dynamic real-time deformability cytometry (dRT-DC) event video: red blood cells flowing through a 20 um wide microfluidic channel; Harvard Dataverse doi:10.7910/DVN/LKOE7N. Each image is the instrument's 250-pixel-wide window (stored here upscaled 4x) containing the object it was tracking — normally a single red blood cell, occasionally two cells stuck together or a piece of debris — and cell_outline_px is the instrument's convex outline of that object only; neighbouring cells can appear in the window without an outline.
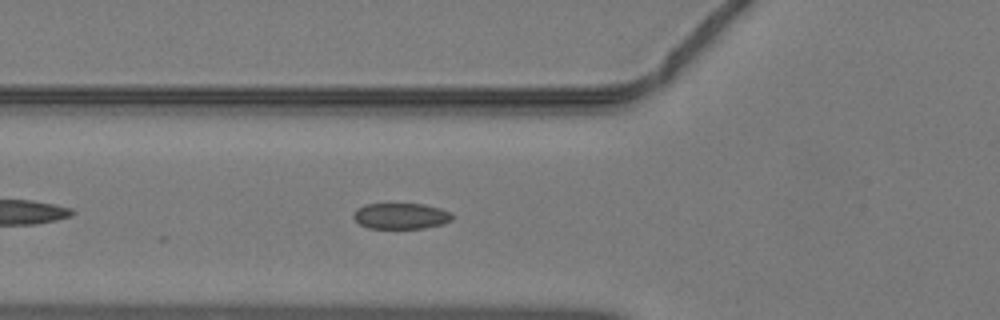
{"species": "common noctule bat (a hibernating species)", "species_latin": "Nyctalus noctula", "temperature_condition": "warm", "stored_images_in_passage": 9, "camera_frame_rate_fps": 3000, "um_per_image_px": 0.085, "animal": {"sex": "male", "body_mass_g": 19.2, "forearm_length_mm": 51.8}, "frame": {"image": 1, "passage_image": 6, "time_ms": 1.667, "image_size_px": [1000, 320], "cell_outline_px": [[452, 220], [444, 224], [424, 228], [368, 228], [360, 224], [352, 216], [356, 208], [364, 204], [424, 204], [440, 208], [452, 212]], "centroid_in_image_um": [34.09, 18.36], "position_along_channel_um": 91.7, "area_um2": 15.03}}
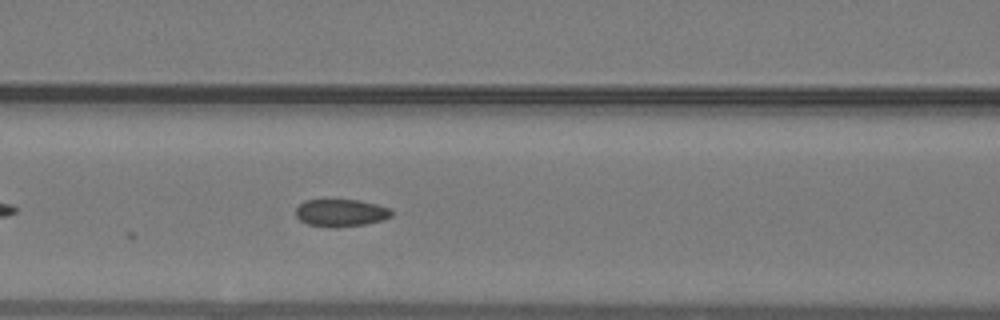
{"frame": {"image": 2, "passage_image": 9, "time_ms": 2.667, "image_size_px": [1000, 320], "cell_outline_px": [[392, 216], [384, 220], [364, 224], [336, 228], [308, 224], [300, 220], [296, 216], [296, 208], [304, 200], [356, 200], [376, 204], [388, 208], [392, 212]], "centroid_in_image_um": [28.97, 18.1], "position_along_channel_um": 137.6, "area_um2": 15.2}}